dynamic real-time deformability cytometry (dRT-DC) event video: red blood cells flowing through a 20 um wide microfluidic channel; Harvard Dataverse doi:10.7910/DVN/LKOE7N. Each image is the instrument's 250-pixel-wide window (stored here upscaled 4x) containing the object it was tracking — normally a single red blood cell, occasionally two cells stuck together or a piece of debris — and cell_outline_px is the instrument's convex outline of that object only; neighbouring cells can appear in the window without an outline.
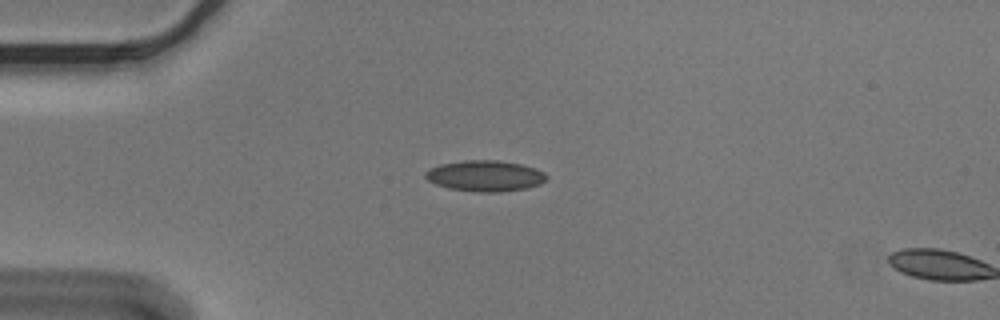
{"species": "Egyptian fruit bat (a non-hibernating species)", "species_latin": "Rousettus aegyptiacus", "temperature_condition": "cold", "stored_images_in_passage": 2, "camera_frame_rate_fps": 3000, "um_per_image_px": 0.085, "animal": {"sex": "male"}, "frame": {"image": 1, "passage_image": 1, "time_ms": 0.0, "image_size_px": [1000, 320], "cell_outline_px": [[548, 176], [540, 184], [528, 188], [500, 192], [476, 192], [448, 188], [436, 184], [428, 180], [424, 176], [424, 172], [428, 168], [440, 164], [464, 160], [500, 160], [520, 164], [536, 168], [544, 172]], "centroid_in_image_um": [41.22, 14.94], "position_along_channel_um": 43.8, "area_um2": 22.02}}